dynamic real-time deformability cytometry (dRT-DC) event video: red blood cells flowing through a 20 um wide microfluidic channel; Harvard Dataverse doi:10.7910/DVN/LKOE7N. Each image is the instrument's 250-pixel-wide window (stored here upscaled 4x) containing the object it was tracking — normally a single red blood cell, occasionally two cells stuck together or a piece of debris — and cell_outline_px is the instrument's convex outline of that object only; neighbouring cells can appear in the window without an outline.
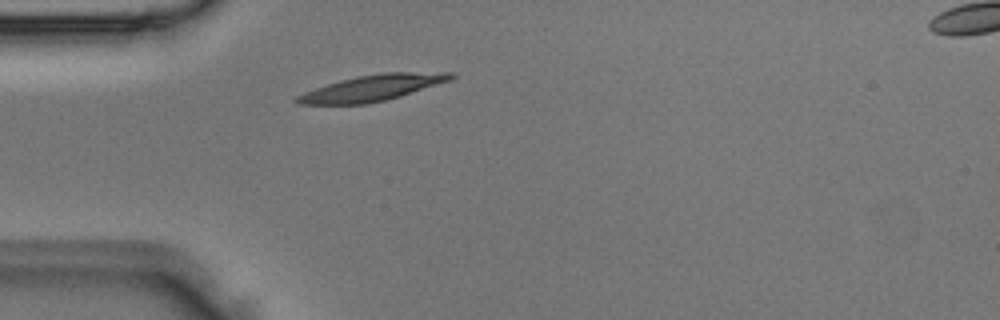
{"species": "Egyptian fruit bat (a non-hibernating species)", "species_latin": "Rousettus aegyptiacus", "temperature_condition": "room temperature", "stored_images_in_passage": 2, "segment_of_instrument_passage": [1, 2], "camera_frame_rate_fps": 3000, "um_per_image_px": 0.085, "animal": {"sex": "male"}, "frame": {"image": 1, "passage_image": 1, "time_ms": 0.0, "image_size_px": [1000, 320], "cell_outline_px": [[456, 76], [452, 80], [400, 96], [384, 100], [364, 104], [300, 104], [292, 100], [296, 96], [304, 92], [340, 80], [356, 76], [384, 72], [456, 72]], "centroid_in_image_um": [31.69, 7.46], "position_along_channel_um": 53.3, "area_um2": 23.29}}